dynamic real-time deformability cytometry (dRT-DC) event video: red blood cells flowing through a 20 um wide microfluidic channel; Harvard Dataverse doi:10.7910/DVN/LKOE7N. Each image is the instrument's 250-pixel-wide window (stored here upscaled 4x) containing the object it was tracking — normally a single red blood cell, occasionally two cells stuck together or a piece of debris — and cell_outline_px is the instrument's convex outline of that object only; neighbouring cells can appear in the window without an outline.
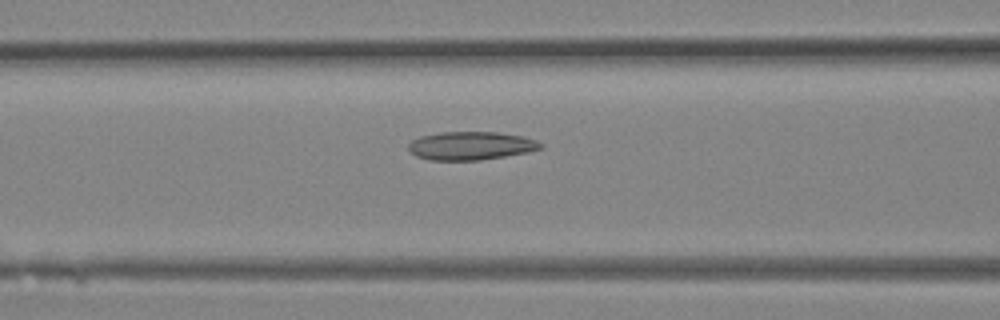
{"species": "Egyptian fruit bat (a non-hibernating species)", "species_latin": "Rousettus aegyptiacus", "temperature_condition": "room temperature", "stored_images_in_passage": 32, "camera_frame_rate_fps": 3000, "um_per_image_px": 0.085, "animal": {"sex": "female"}, "frame": {"image": 1, "passage_image": 13, "time_ms": 4.0, "image_size_px": [1000, 320], "cell_outline_px": [[544, 148], [528, 152], [480, 160], [428, 160], [416, 156], [408, 148], [408, 144], [412, 140], [420, 136], [440, 132], [496, 132], [524, 136], [536, 140], [544, 144]], "centroid_in_image_um": [40.04, 12.38], "position_along_channel_um": 126.6, "area_um2": 21.91}}
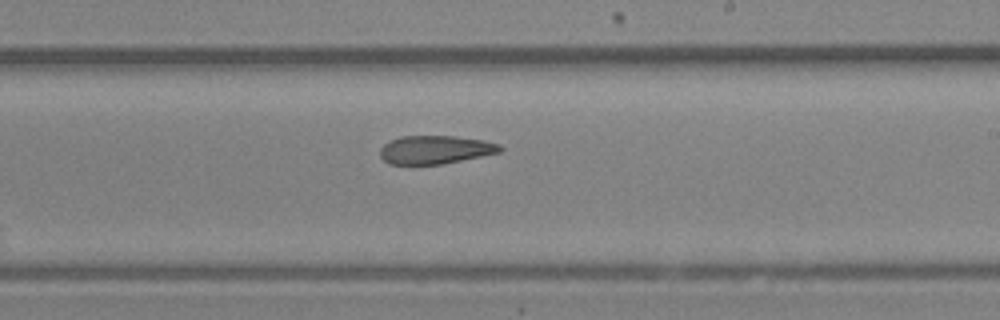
{"frame": {"image": 2, "passage_image": 19, "time_ms": 6.0, "image_size_px": [1000, 320], "cell_outline_px": [[504, 148], [500, 152], [440, 164], [388, 164], [380, 156], [380, 148], [388, 140], [400, 136], [452, 136], [484, 140], [500, 144]], "centroid_in_image_um": [36.96, 12.71], "position_along_channel_um": 252.0, "area_um2": 19.77}}
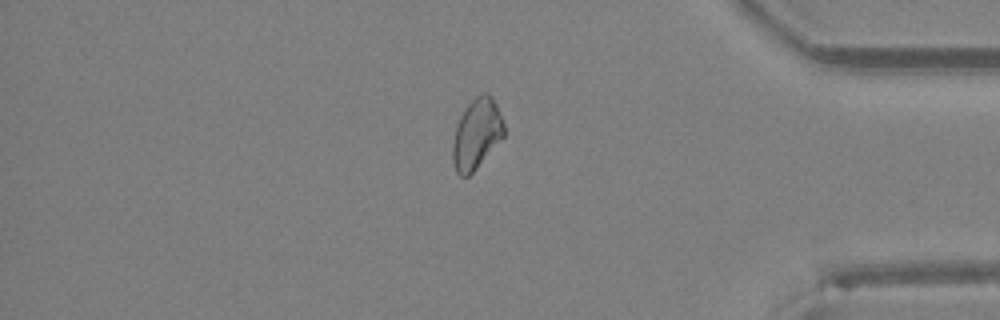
{"frame": {"image": 3, "passage_image": 27, "time_ms": 8.667, "image_size_px": [1000, 320], "cell_outline_px": [[504, 136], [476, 168], [468, 176], [460, 176], [456, 172], [452, 160], [452, 144], [456, 128], [460, 116], [464, 108], [476, 96], [484, 92], [488, 92], [492, 96], [496, 104], [504, 124]], "centroid_in_image_um": [40.5, 11.36], "position_along_channel_um": 394.7, "area_um2": 20.87}}